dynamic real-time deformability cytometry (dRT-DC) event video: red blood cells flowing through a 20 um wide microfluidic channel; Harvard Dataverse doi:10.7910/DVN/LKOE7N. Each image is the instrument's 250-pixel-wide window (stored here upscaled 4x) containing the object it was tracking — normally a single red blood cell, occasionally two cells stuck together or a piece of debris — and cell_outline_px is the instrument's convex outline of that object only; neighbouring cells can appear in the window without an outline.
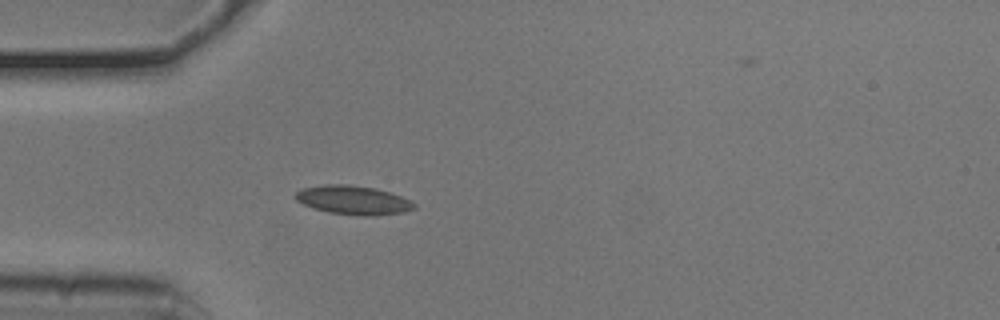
{"species": "common noctule bat (a hibernating species)", "species_latin": "Nyctalus noctula", "temperature_condition": "cold", "stored_images_in_passage": 39, "camera_frame_rate_fps": 3000, "um_per_image_px": 0.085, "animal": {"sex": "male", "body_mass_g": 20.5, "forearm_length_mm": 52.5}, "frame": {"image": 1, "passage_image": 1, "time_ms": 0.0, "image_size_px": [1000, 320], "cell_outline_px": [[416, 208], [404, 212], [376, 216], [364, 216], [328, 212], [304, 204], [296, 200], [296, 192], [300, 188], [324, 184], [348, 184], [376, 188], [400, 196], [416, 204]], "centroid_in_image_um": [30.03, 17.0], "position_along_channel_um": 55.0, "area_um2": 19.94}}
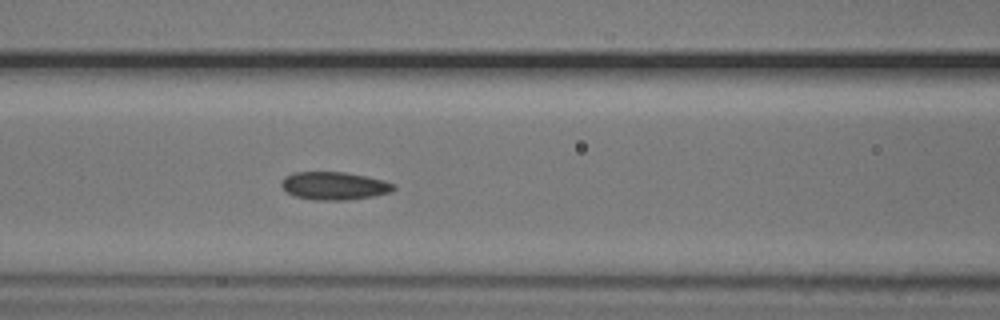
{"frame": {"image": 2, "passage_image": 8, "time_ms": 2.333, "image_size_px": [1000, 320], "cell_outline_px": [[396, 188], [392, 192], [372, 196], [348, 200], [316, 200], [296, 196], [288, 192], [280, 184], [284, 176], [292, 172], [344, 172], [368, 176], [384, 180], [396, 184]], "centroid_in_image_um": [28.45, 15.78], "position_along_channel_um": 138.2, "area_um2": 18.38}}
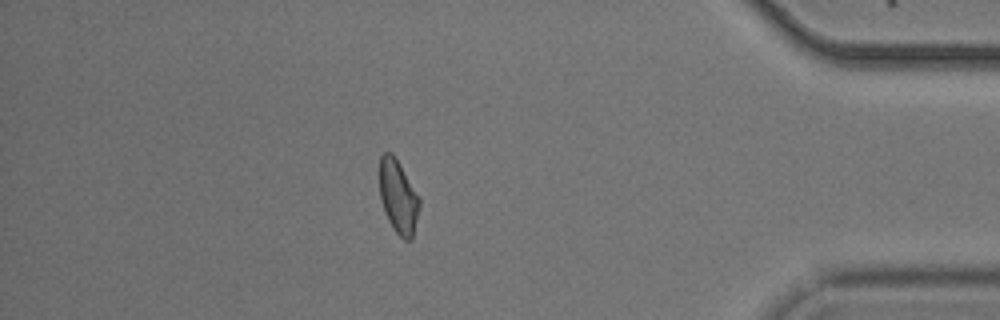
{"frame": {"image": 3, "passage_image": 32, "time_ms": 10.333, "image_size_px": [1000, 320], "cell_outline_px": [[420, 204], [412, 240], [404, 240], [392, 228], [384, 212], [380, 200], [380, 156], [384, 152], [392, 152], [420, 200]], "centroid_in_image_um": [33.83, 16.76], "position_along_channel_um": 401.4, "area_um2": 16.82}, "authors_computed_cell_mechanics": {"area_um2": 17.7446, "velocity_mm_per_s": 3.7866, "shape_relaxation_time_tau1_ms": 10.0632, "shape_relaxation_time_tau2_ms": 2.5519, "deformation_change_tau1": 0.1687, "deformation_change_tau2": 0.0834}}